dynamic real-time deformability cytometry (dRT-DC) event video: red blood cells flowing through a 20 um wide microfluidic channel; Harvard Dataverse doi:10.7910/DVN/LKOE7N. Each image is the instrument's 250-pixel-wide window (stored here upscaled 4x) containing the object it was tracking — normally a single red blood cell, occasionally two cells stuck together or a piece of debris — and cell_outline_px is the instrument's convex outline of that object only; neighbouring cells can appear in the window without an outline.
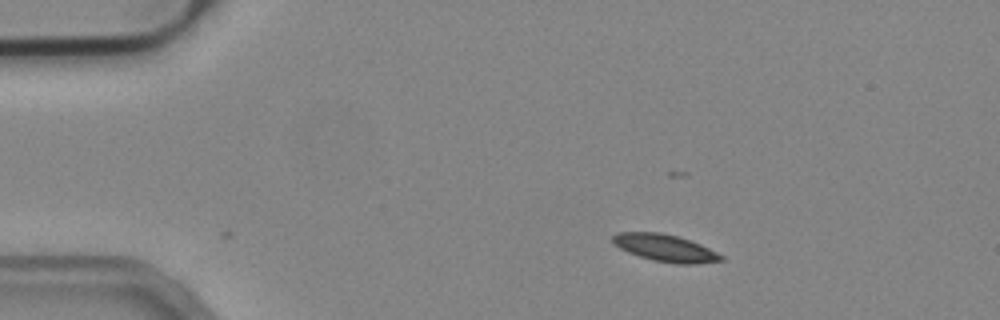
{"species": "common noctule bat (a hibernating species)", "species_latin": "Nyctalus noctula", "temperature_condition": "cold", "stored_images_in_passage": 46, "camera_frame_rate_fps": 3000, "um_per_image_px": 0.085, "animal": {"sex": "male", "body_mass_g": 19.2, "forearm_length_mm": 51.8}, "frame": {"image": 1, "passage_image": 1, "time_ms": 0.0, "image_size_px": [1000, 320], "cell_outline_px": [[724, 260], [696, 264], [676, 264], [652, 260], [628, 252], [620, 248], [612, 240], [612, 236], [616, 232], [660, 232], [676, 236], [700, 244], [724, 256]], "centroid_in_image_um": [56.54, 21.08], "position_along_channel_um": 28.5, "area_um2": 16.99}}
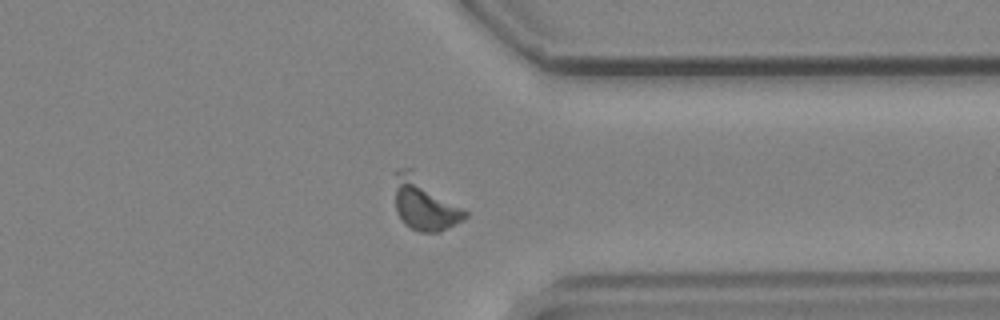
{"frame": {"image": 2, "passage_image": 34, "time_ms": 11.0, "image_size_px": [1000, 320], "cell_outline_px": [[468, 216], [464, 220], [440, 232], [420, 232], [404, 224], [396, 208], [392, 172], [400, 168], [412, 168], [464, 208], [468, 212]], "centroid_in_image_um": [36.07, 17.27], "position_along_channel_um": 375.3, "area_um2": 22.25}}
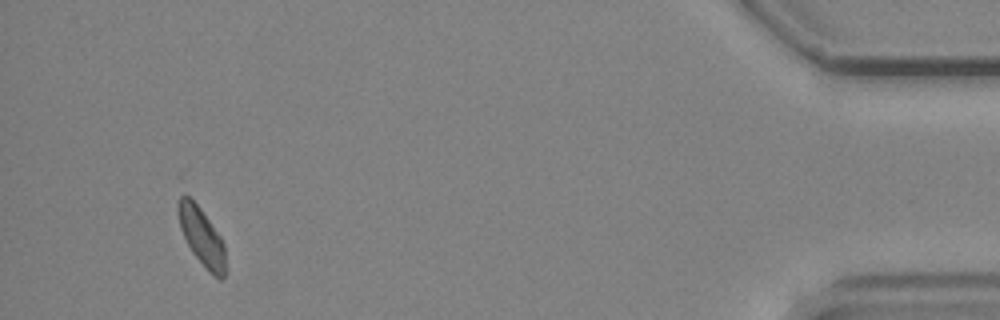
{"frame": {"image": 3, "passage_image": 43, "time_ms": 14.0, "image_size_px": [1000, 320], "cell_outline_px": [[228, 272], [220, 280], [192, 252], [180, 228], [176, 208], [176, 204], [180, 196], [188, 196], [200, 208], [220, 236], [224, 244]], "centroid_in_image_um": [17.16, 20.11], "position_along_channel_um": 418.0, "area_um2": 15.78}}